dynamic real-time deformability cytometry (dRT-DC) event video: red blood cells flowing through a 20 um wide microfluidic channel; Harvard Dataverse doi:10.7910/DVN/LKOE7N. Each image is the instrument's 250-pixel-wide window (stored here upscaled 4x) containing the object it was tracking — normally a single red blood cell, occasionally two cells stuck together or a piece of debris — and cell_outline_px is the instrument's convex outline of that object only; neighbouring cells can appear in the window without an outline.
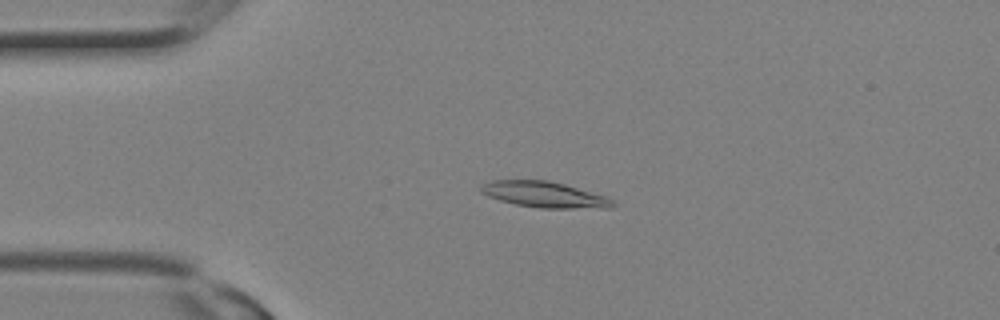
{"species": "Egyptian fruit bat (a non-hibernating species)", "species_latin": "Rousettus aegyptiacus", "temperature_condition": "room temperature", "stored_images_in_passage": 1, "camera_frame_rate_fps": 3000, "um_per_image_px": 0.085, "animal": {"sex": "female"}, "frame": {"image": 1, "passage_image": 1, "time_ms": 0.0, "image_size_px": [1000, 320], "cell_outline_px": [[616, 204], [612, 208], [540, 208], [516, 204], [500, 200], [488, 196], [480, 192], [480, 188], [484, 184], [492, 180], [548, 180], [564, 184], [604, 196], [612, 200]], "centroid_in_image_um": [46.27, 16.54], "position_along_channel_um": 38.7, "area_um2": 19.65}}